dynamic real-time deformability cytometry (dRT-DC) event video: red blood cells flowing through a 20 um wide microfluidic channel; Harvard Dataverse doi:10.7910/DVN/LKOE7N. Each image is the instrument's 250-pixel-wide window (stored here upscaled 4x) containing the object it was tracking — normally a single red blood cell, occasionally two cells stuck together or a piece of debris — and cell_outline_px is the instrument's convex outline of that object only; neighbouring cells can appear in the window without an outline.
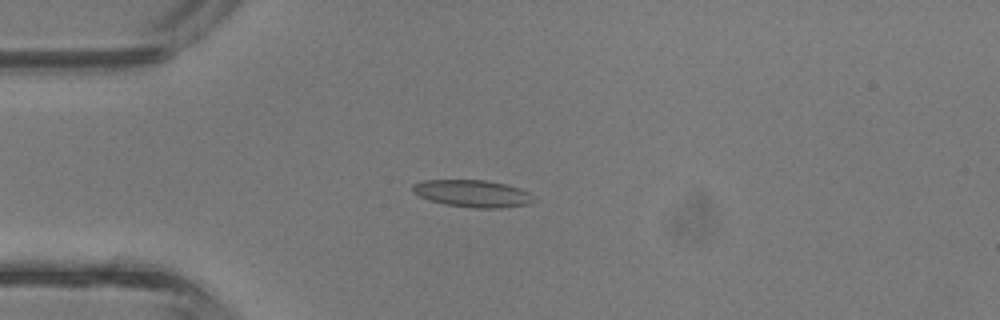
{"species": "common noctule bat (a hibernating species)", "species_latin": "Nyctalus noctula", "temperature_condition": "room temperature", "stored_images_in_passage": 3, "camera_frame_rate_fps": 3000, "um_per_image_px": 0.085, "animal": {"sex": "male", "body_mass_g": 13.3}, "frame": {"image": 1, "passage_image": 3, "time_ms": 0.667, "image_size_px": [1000, 320], "cell_outline_px": [[532, 200], [528, 204], [500, 208], [476, 208], [444, 204], [420, 196], [412, 192], [412, 184], [424, 180], [488, 180], [520, 188], [528, 192]], "centroid_in_image_um": [40.12, 16.44], "position_along_channel_um": 44.9, "area_um2": 18.9}}